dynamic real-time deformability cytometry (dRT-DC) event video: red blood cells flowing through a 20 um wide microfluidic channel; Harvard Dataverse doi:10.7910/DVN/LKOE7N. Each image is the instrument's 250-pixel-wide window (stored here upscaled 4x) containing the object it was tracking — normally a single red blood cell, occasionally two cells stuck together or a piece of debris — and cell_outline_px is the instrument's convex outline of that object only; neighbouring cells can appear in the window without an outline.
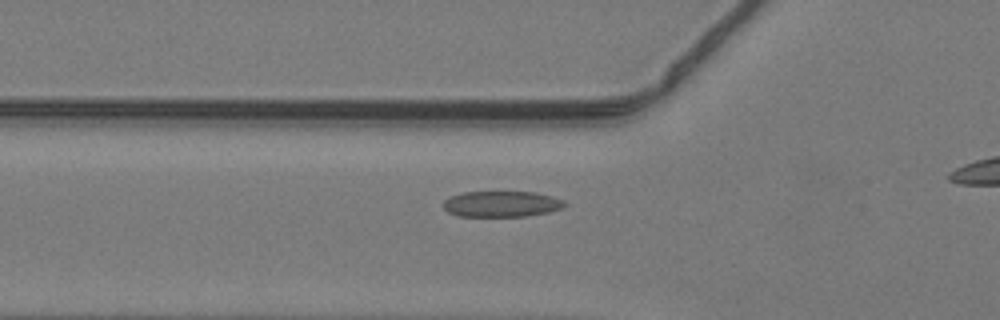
{"species": "common noctule bat (a hibernating species)", "species_latin": "Nyctalus noctula", "temperature_condition": "warm", "stored_images_in_passage": 35, "camera_frame_rate_fps": 3000, "um_per_image_px": 0.085, "animal": {"sex": "male", "body_mass_g": 19.2, "forearm_length_mm": 51.8}, "frame": {"image": 1, "passage_image": 12, "time_ms": 3.667, "image_size_px": [1000, 320], "cell_outline_px": [[568, 204], [564, 208], [548, 212], [524, 216], [460, 216], [448, 212], [444, 208], [444, 200], [452, 196], [464, 192], [532, 192], [552, 196], [564, 200]], "centroid_in_image_um": [42.67, 17.34], "position_along_channel_um": 83.1, "area_um2": 18.21}}
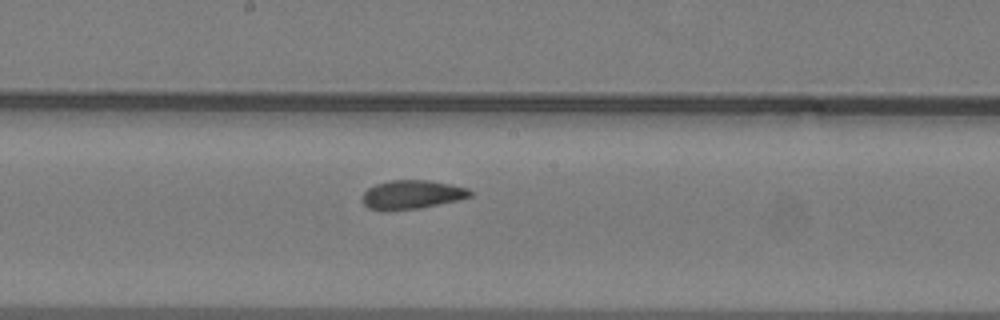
{"frame": {"image": 2, "passage_image": 21, "time_ms": 6.667, "image_size_px": [1000, 320], "cell_outline_px": [[472, 196], [456, 200], [420, 208], [368, 208], [364, 204], [360, 196], [368, 188], [376, 184], [392, 180], [428, 180], [452, 184], [468, 188], [472, 192]], "centroid_in_image_um": [35.04, 16.5], "position_along_channel_um": 213.2, "area_um2": 17.57}}
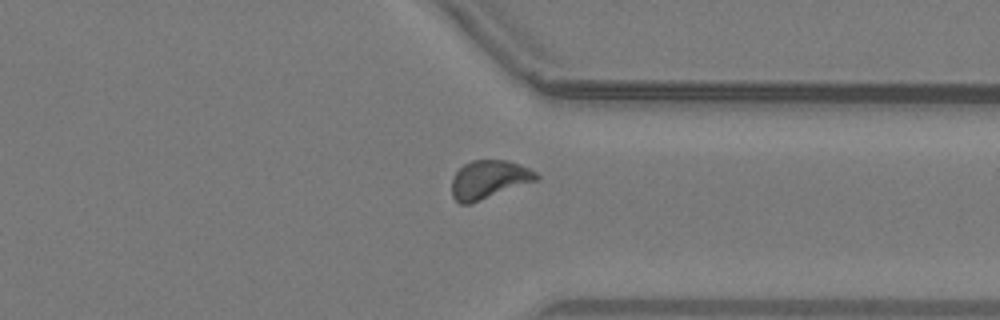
{"frame": {"image": 3, "passage_image": 32, "time_ms": 10.333, "image_size_px": [1000, 320], "cell_outline_px": [[540, 176], [536, 180], [472, 204], [460, 204], [452, 196], [452, 180], [456, 172], [464, 164], [472, 160], [508, 160], [520, 164], [536, 172]], "centroid_in_image_um": [41.54, 15.26], "position_along_channel_um": 369.9, "area_um2": 18.9}}